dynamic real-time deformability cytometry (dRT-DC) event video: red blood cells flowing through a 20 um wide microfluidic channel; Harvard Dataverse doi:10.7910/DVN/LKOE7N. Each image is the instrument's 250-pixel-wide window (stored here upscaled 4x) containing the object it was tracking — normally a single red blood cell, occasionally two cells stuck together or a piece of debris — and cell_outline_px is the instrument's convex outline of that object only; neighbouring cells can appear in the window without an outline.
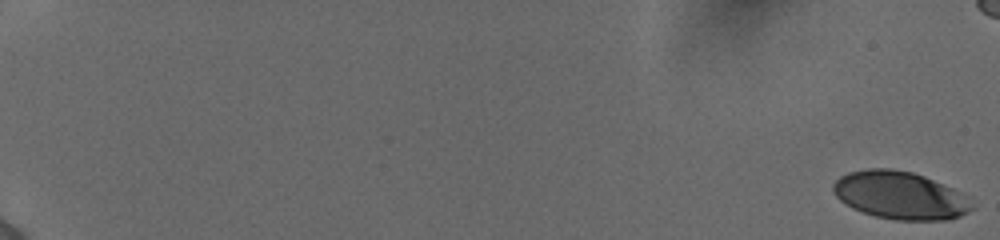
{"species": "human", "species_latin": "Homo sapiens", "temperature_condition": "cold", "stored_images_in_passage": 54, "camera_frame_rate_fps": 3000, "um_per_image_px": 0.085, "donor": {"sex": "female"}, "frame": {"image": 1, "passage_image": 1, "time_ms": 0.0, "image_size_px": [1000, 240], "cell_outline_px": [[972, 208], [968, 212], [960, 216], [944, 220], [896, 220], [876, 216], [852, 208], [840, 200], [836, 196], [832, 188], [832, 184], [840, 176], [848, 172], [868, 168], [892, 168], [912, 172], [924, 176], [952, 188], [968, 196]], "centroid_in_image_um": [76.48, 16.59], "position_along_channel_um": 8.5, "area_um2": 38.49}}
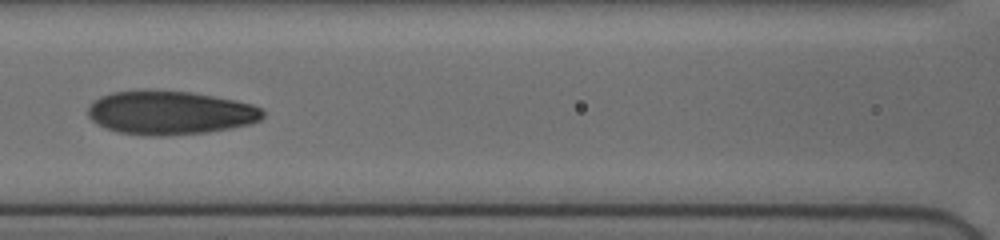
{"frame": {"image": 2, "passage_image": 30, "time_ms": 9.667, "image_size_px": [1000, 240], "cell_outline_px": [[264, 116], [260, 120], [252, 124], [208, 132], [168, 136], [152, 136], [120, 132], [108, 128], [92, 120], [88, 116], [88, 108], [100, 96], [112, 92], [192, 92], [236, 100], [252, 104], [264, 108]], "centroid_in_image_um": [14.55, 9.61], "position_along_channel_um": 152.1, "area_um2": 43.93}}
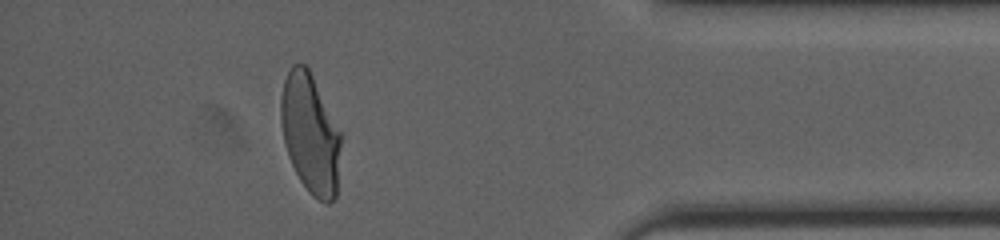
{"frame": {"image": 3, "passage_image": 52, "time_ms": 17.0, "image_size_px": [1000, 240], "cell_outline_px": [[340, 144], [336, 196], [328, 204], [324, 204], [312, 196], [308, 192], [300, 180], [288, 156], [284, 144], [280, 120], [280, 96], [284, 80], [292, 64], [304, 64], [308, 68], [340, 132]], "centroid_in_image_um": [26.34, 11.39], "position_along_channel_um": 408.9, "area_um2": 41.5}}